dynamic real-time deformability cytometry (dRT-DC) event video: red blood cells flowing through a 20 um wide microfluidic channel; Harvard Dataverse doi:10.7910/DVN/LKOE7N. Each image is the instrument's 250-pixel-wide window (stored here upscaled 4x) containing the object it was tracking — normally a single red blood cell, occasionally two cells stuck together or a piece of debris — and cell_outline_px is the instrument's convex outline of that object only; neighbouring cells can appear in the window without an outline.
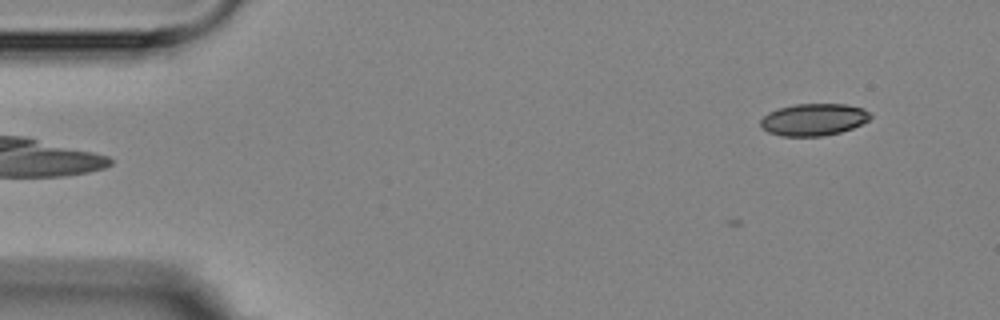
{"species": "Egyptian fruit bat (a non-hibernating species)", "species_latin": "Rousettus aegyptiacus", "temperature_condition": "room temperature", "stored_images_in_passage": 5, "camera_frame_rate_fps": 3000, "um_per_image_px": 0.085, "animal": {"sex": "female"}, "frame": {"image": 1, "passage_image": 1, "time_ms": 0.0, "image_size_px": [1000, 320], "cell_outline_px": [[872, 116], [868, 120], [852, 128], [840, 132], [824, 136], [780, 136], [768, 132], [760, 124], [760, 120], [768, 112], [780, 108], [796, 104], [844, 104], [864, 108]], "centroid_in_image_um": [69.15, 10.16], "position_along_channel_um": 15.8, "area_um2": 20.4}}
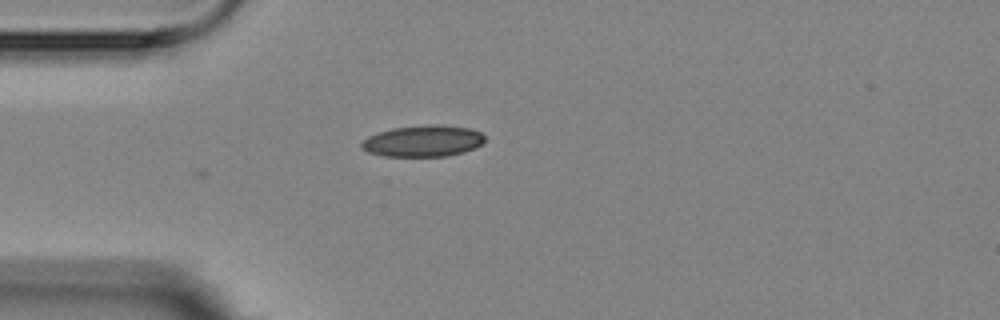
{"frame": {"image": 2, "passage_image": 4, "time_ms": 3.333, "image_size_px": [1000, 320], "cell_outline_px": [[484, 140], [480, 144], [464, 152], [448, 156], [384, 156], [368, 152], [360, 148], [360, 144], [368, 136], [392, 128], [428, 124], [440, 124], [468, 128], [480, 132], [484, 136]], "centroid_in_image_um": [35.93, 11.98], "position_along_channel_um": 49.1, "area_um2": 22.48}}